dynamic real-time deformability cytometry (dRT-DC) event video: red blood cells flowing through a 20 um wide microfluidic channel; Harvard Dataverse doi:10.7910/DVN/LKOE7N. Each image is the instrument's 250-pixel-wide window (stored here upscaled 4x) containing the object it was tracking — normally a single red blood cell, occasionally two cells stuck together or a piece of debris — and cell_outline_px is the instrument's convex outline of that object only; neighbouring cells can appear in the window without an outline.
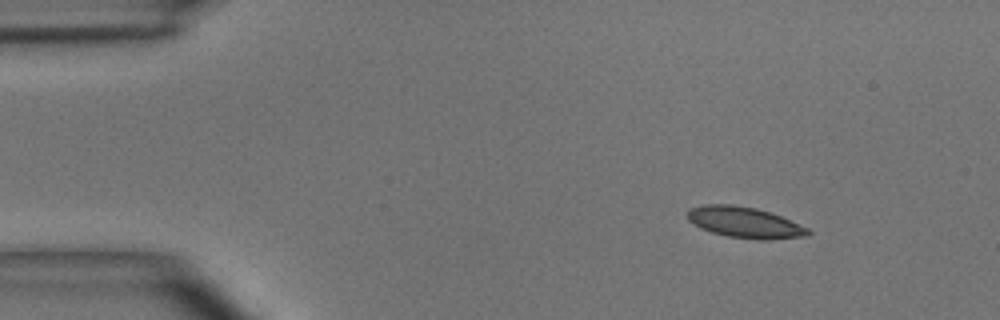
{"species": "common noctule bat (a hibernating species)", "species_latin": "Nyctalus noctula", "temperature_condition": "room temperature", "stored_images_in_passage": 3, "camera_frame_rate_fps": 3000, "um_per_image_px": 0.085, "animal": {"sex": "male", "body_mass_g": 15.6}, "frame": {"image": 1, "passage_image": 1, "time_ms": 0.0, "image_size_px": [1000, 320], "cell_outline_px": [[812, 232], [808, 236], [764, 240], [760, 240], [728, 236], [712, 232], [700, 228], [688, 220], [684, 216], [688, 208], [704, 204], [732, 204], [756, 208], [780, 216], [808, 228]], "centroid_in_image_um": [63.24, 18.9], "position_along_channel_um": 21.8, "area_um2": 21.85}}
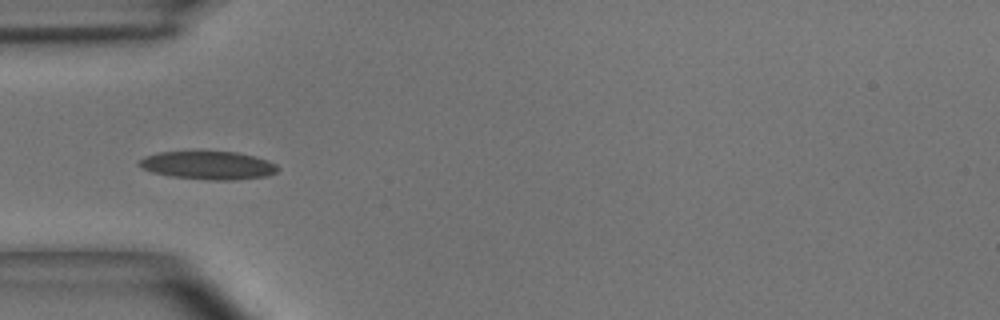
{"frame": {"image": 2, "passage_image": 3, "time_ms": 0.667, "image_size_px": [1000, 320], "cell_outline_px": [[280, 168], [276, 172], [268, 176], [232, 180], [208, 180], [168, 176], [152, 172], [136, 164], [144, 156], [160, 152], [236, 152], [256, 156], [268, 160], [276, 164]], "centroid_in_image_um": [17.72, 14.06], "position_along_channel_um": 67.3, "area_um2": 22.83}}